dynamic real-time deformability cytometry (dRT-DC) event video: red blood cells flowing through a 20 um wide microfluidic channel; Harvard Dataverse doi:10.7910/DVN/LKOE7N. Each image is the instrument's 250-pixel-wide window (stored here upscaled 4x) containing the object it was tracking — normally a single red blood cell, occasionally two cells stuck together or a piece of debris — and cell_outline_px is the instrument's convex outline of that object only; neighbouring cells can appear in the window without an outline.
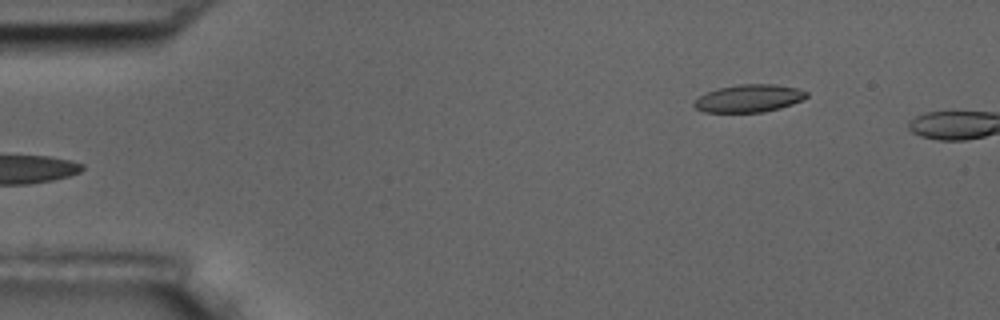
{"species": "common noctule bat (a hibernating species)", "species_latin": "Nyctalus noctula", "temperature_condition": "room temperature", "stored_images_in_passage": 5, "camera_frame_rate_fps": 3000, "um_per_image_px": 0.085, "animal": {"sex": "male", "body_mass_g": 17.5, "forearm_length_mm": 52.3}, "frame": {"image": 1, "passage_image": 5, "time_ms": 5.333, "image_size_px": [1000, 320], "cell_outline_px": [[808, 96], [804, 100], [780, 108], [764, 112], [704, 112], [696, 108], [692, 104], [700, 96], [708, 92], [720, 88], [740, 84], [776, 84], [796, 88], [808, 92]], "centroid_in_image_um": [63.7, 8.36], "position_along_channel_um": 21.3, "area_um2": 18.03}}